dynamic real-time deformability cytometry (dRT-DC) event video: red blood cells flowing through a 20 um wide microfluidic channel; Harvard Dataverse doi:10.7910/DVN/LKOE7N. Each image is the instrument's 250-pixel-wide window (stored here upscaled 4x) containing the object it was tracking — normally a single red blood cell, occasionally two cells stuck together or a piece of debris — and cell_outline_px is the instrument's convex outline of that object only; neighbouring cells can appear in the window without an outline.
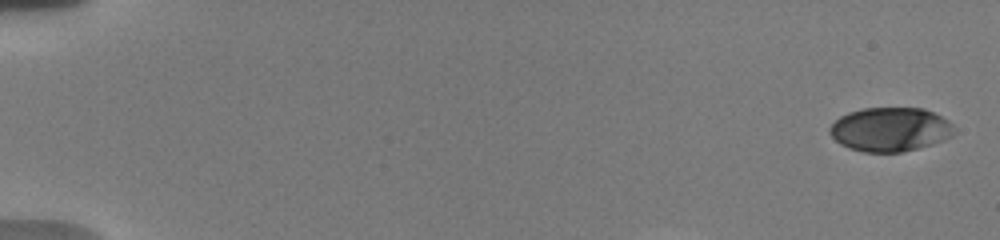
{"species": "human", "species_latin": "Homo sapiens", "temperature_condition": "warm", "stored_images_in_passage": 9, "camera_frame_rate_fps": 3000, "um_per_image_px": 0.085, "donor": {"sex": "male"}, "frame": {"image": 1, "passage_image": 1, "time_ms": 0.0, "image_size_px": [1000, 240], "cell_outline_px": [[956, 128], [952, 136], [944, 140], [932, 144], [900, 152], [864, 152], [848, 148], [840, 144], [828, 132], [828, 128], [840, 116], [848, 112], [864, 108], [924, 108], [948, 120]], "centroid_in_image_um": [75.66, 11.0], "position_along_channel_um": 9.3, "area_um2": 31.96}}
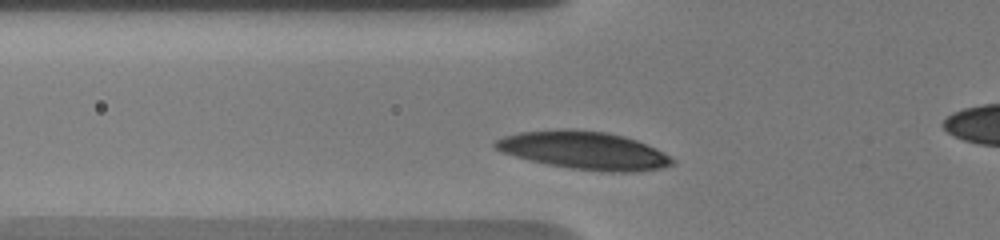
{"frame": {"image": 2, "passage_image": 7, "time_ms": 4.333, "image_size_px": [1000, 240], "cell_outline_px": [[676, 160], [672, 164], [664, 168], [636, 172], [608, 172], [572, 168], [548, 164], [528, 160], [500, 152], [492, 144], [496, 140], [504, 136], [520, 132], [608, 132], [624, 136], [636, 140], [656, 148]], "centroid_in_image_um": [49.71, 12.84], "position_along_channel_um": 76.1, "area_um2": 37.97}}
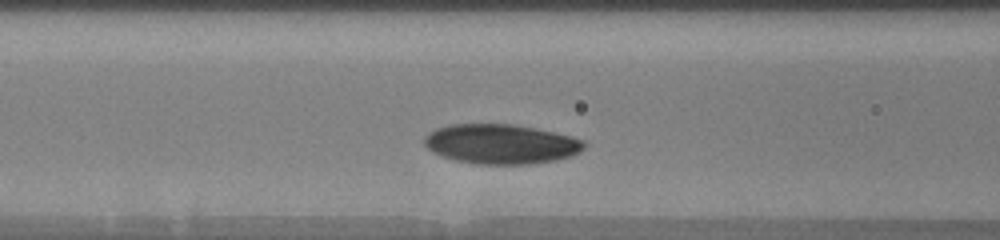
{"frame": {"image": 3, "passage_image": 9, "time_ms": 5.667, "image_size_px": [1000, 240], "cell_outline_px": [[584, 148], [580, 152], [572, 156], [556, 160], [532, 164], [476, 164], [456, 160], [432, 152], [424, 144], [424, 136], [428, 132], [436, 128], [452, 124], [512, 124], [572, 136], [584, 140]], "centroid_in_image_um": [42.58, 12.24], "position_along_channel_um": 124.0, "area_um2": 36.93}}